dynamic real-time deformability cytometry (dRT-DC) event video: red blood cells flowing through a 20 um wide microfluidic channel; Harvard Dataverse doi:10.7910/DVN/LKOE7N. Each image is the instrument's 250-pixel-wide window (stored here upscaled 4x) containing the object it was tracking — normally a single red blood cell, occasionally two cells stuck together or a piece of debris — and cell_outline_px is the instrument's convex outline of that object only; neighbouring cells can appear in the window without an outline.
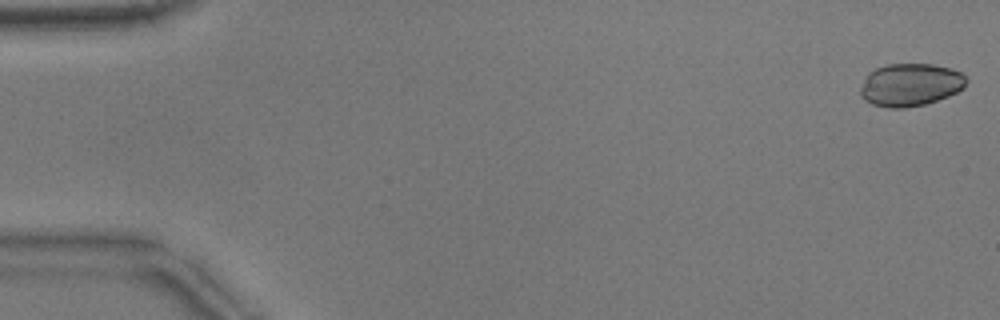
{"species": "common noctule bat (a hibernating species)", "species_latin": "Nyctalus noctula", "temperature_condition": "warm", "stored_images_in_passage": 9, "camera_frame_rate_fps": 3000, "um_per_image_px": 0.085, "animal": {"sex": "male", "body_mass_g": 17.9}, "frame": {"image": 1, "passage_image": 1, "time_ms": 0.0, "image_size_px": [1000, 320], "cell_outline_px": [[968, 80], [964, 88], [948, 96], [924, 104], [904, 108], [888, 108], [872, 104], [864, 100], [860, 96], [860, 88], [868, 72], [876, 68], [888, 64], [932, 64], [952, 68], [960, 72]], "centroid_in_image_um": [77.37, 7.2], "position_along_channel_um": 7.6, "area_um2": 26.47}}